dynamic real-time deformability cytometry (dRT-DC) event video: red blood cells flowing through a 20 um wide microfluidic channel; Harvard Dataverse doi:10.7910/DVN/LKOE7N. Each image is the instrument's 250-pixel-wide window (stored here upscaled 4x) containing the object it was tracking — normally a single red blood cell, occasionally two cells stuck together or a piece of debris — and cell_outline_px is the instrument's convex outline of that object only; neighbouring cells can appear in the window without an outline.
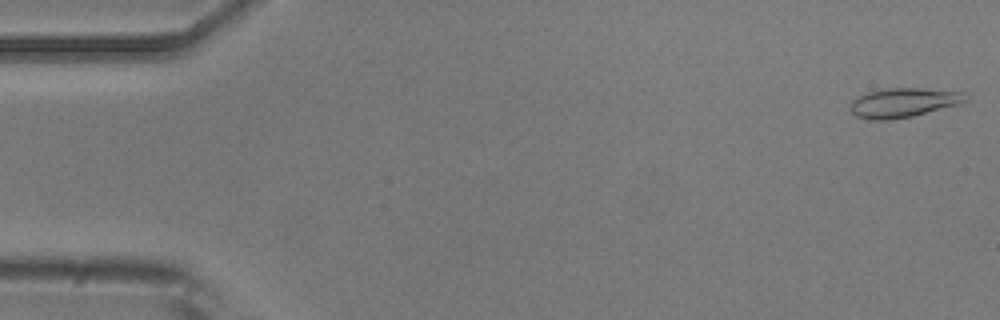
{"species": "common noctule bat (a hibernating species)", "species_latin": "Nyctalus noctula", "temperature_condition": "room temperature", "stored_images_in_passage": 4, "camera_frame_rate_fps": 3000, "um_per_image_px": 0.085, "animal": {"sex": "male", "body_mass_g": 20.5, "forearm_length_mm": 52.5}, "frame": {"image": 1, "passage_image": 1, "time_ms": 0.0, "image_size_px": [1000, 320], "cell_outline_px": [[968, 100], [960, 104], [912, 116], [892, 120], [868, 120], [856, 116], [852, 112], [852, 100], [856, 96], [868, 92], [888, 88], [920, 88], [964, 92]], "centroid_in_image_um": [76.79, 8.73], "position_along_channel_um": 8.2, "area_um2": 19.71}}
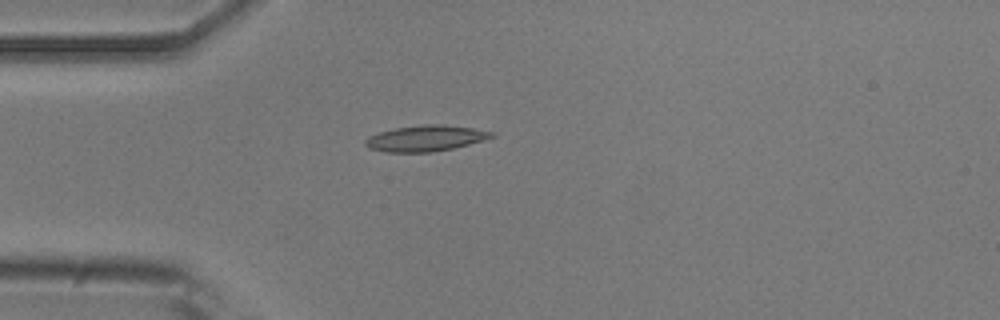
{"frame": {"image": 2, "passage_image": 4, "time_ms": 4.333, "image_size_px": [1000, 320], "cell_outline_px": [[496, 136], [484, 140], [452, 148], [432, 152], [384, 152], [368, 148], [364, 144], [364, 140], [368, 136], [380, 132], [396, 128], [424, 124], [444, 124], [472, 128], [496, 132]], "centroid_in_image_um": [36.17, 11.75], "position_along_channel_um": 48.8, "area_um2": 19.13}}